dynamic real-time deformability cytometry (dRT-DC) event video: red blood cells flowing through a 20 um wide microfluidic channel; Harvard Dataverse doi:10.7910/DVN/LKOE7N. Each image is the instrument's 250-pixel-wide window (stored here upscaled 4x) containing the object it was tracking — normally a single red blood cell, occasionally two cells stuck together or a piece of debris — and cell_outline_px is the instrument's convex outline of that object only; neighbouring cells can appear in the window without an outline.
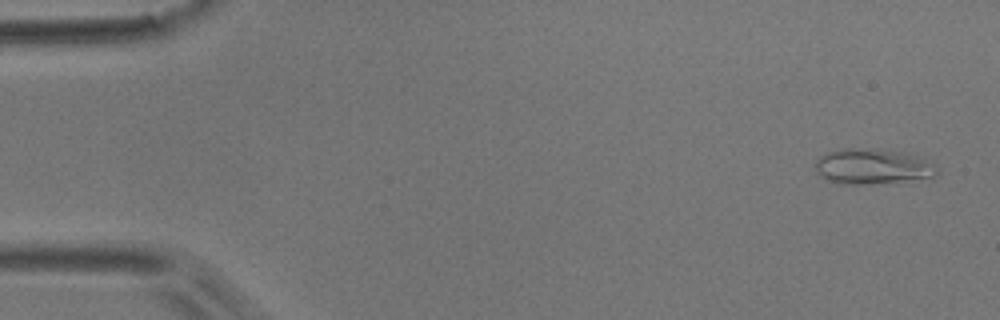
{"species": "common noctule bat (a hibernating species)", "species_latin": "Nyctalus noctula", "temperature_condition": "room temperature", "stored_images_in_passage": 6, "camera_frame_rate_fps": 3000, "um_per_image_px": 0.085, "animal": {"sex": "male", "body_mass_g": 17.9}, "frame": {"image": 1, "passage_image": 1, "time_ms": 0.0, "image_size_px": [1000, 320], "cell_outline_px": [[936, 176], [860, 184], [840, 184], [828, 180], [820, 176], [816, 172], [816, 160], [820, 156], [828, 152], [848, 148], [900, 152], [916, 156], [932, 164], [936, 172]], "centroid_in_image_um": [74.05, 14.15], "position_along_channel_um": 11.0, "area_um2": 23.87}}